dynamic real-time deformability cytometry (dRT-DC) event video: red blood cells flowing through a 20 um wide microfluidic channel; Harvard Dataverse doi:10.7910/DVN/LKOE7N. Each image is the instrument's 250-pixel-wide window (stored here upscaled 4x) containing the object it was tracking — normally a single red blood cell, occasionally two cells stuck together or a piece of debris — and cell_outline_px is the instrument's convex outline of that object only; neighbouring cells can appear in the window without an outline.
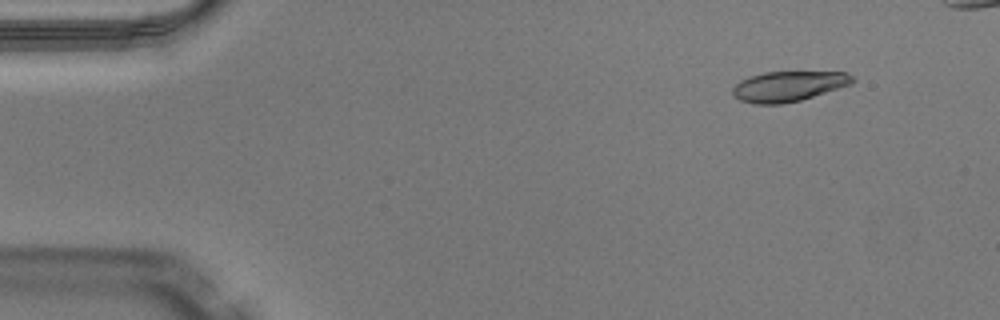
{"species": "Egyptian fruit bat (a non-hibernating species)", "species_latin": "Rousettus aegyptiacus", "temperature_condition": "warm", "stored_images_in_passage": 11, "camera_frame_rate_fps": 3000, "um_per_image_px": 0.085, "animal": {"sex": "male"}, "frame": {"image": 1, "passage_image": 5, "time_ms": 1.333, "image_size_px": [1000, 320], "cell_outline_px": [[856, 80], [852, 84], [800, 100], [780, 104], [756, 104], [740, 100], [732, 96], [732, 88], [740, 80], [764, 72], [844, 72], [852, 76]], "centroid_in_image_um": [67.0, 7.33], "position_along_channel_um": 18.0, "area_um2": 20.98}}